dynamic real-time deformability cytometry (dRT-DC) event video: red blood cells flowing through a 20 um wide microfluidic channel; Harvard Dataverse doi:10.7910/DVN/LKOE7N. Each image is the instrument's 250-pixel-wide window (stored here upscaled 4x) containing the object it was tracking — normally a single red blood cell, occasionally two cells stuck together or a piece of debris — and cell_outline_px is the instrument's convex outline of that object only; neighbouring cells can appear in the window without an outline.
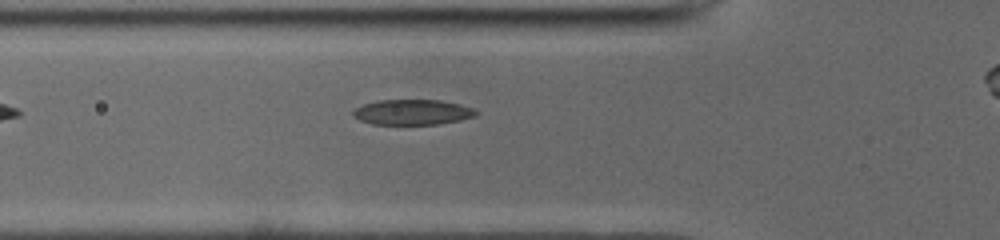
{"species": "common noctule bat (a hibernating species)", "species_latin": "Nyctalus noctula", "temperature_condition": "cold", "stored_images_in_passage": 29, "camera_frame_rate_fps": 3000, "um_per_image_px": 0.085, "animal": {"sex": "male", "body_mass_g": 19.0, "forearm_length_mm": 50.8}, "frame": {"image": 1, "passage_image": 2, "time_ms": 0.333, "image_size_px": [1000, 240], "cell_outline_px": [[480, 112], [476, 116], [460, 120], [436, 124], [372, 124], [360, 120], [352, 116], [352, 112], [356, 108], [364, 104], [380, 100], [440, 100], [460, 104], [472, 108]], "centroid_in_image_um": [35.07, 9.53], "position_along_channel_um": 90.7, "area_um2": 18.09}}
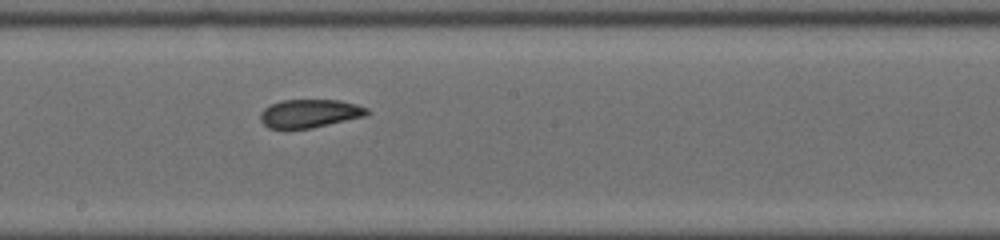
{"frame": {"image": 2, "passage_image": 12, "time_ms": 3.667, "image_size_px": [1000, 240], "cell_outline_px": [[372, 112], [368, 116], [312, 128], [268, 128], [260, 120], [260, 112], [264, 108], [280, 100], [340, 100], [356, 104], [368, 108]], "centroid_in_image_um": [26.38, 9.64], "position_along_channel_um": 221.8, "area_um2": 17.8}}
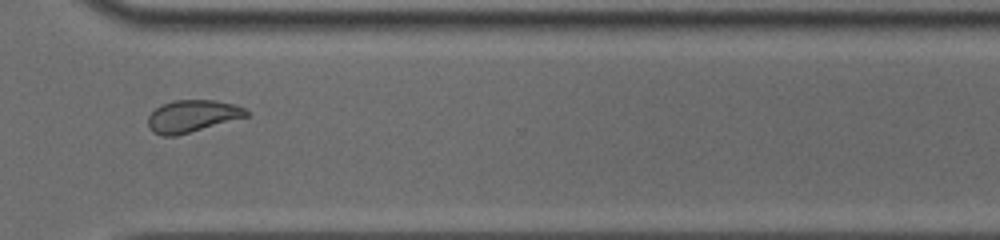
{"frame": {"image": 3, "passage_image": 22, "time_ms": 7.0, "image_size_px": [1000, 240], "cell_outline_px": [[248, 116], [176, 136], [160, 136], [152, 132], [148, 128], [148, 116], [156, 108], [164, 104], [176, 100], [216, 100], [236, 104], [244, 108], [248, 112]], "centroid_in_image_um": [16.33, 9.87], "position_along_channel_um": 354.3, "area_um2": 18.38}}